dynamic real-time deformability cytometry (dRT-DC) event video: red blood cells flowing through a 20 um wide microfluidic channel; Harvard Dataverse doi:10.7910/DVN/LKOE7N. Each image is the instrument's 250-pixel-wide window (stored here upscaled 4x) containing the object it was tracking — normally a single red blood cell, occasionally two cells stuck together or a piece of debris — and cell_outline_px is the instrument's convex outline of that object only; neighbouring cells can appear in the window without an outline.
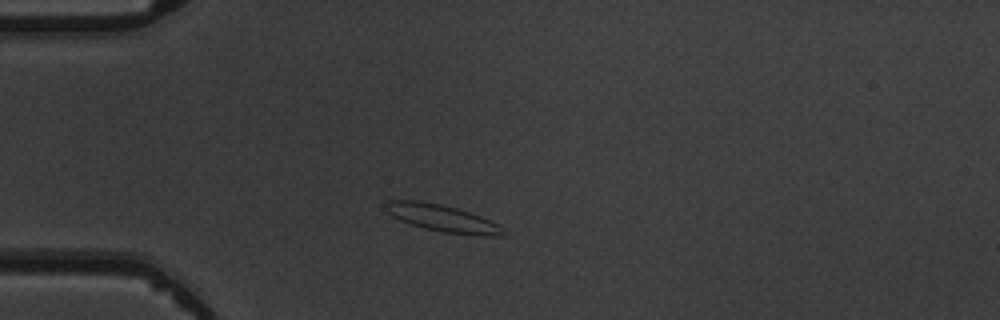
{"species": "common noctule bat (a hibernating species)", "species_latin": "Nyctalus noctula", "temperature_condition": "warm", "stored_images_in_passage": 5, "camera_frame_rate_fps": 3000, "um_per_image_px": 0.085, "animal": {"sex": "male", "body_mass_g": 19.5, "forearm_length_mm": 54.6}, "frame": {"image": 1, "passage_image": 2, "time_ms": 1.333, "image_size_px": [1000, 320], "cell_outline_px": [[508, 232], [504, 236], [484, 236], [444, 232], [424, 228], [400, 220], [392, 216], [384, 208], [384, 204], [388, 200], [420, 200], [440, 204], [456, 208], [480, 216], [504, 228]], "centroid_in_image_um": [37.6, 18.55], "position_along_channel_um": 47.4, "area_um2": 18.44}}
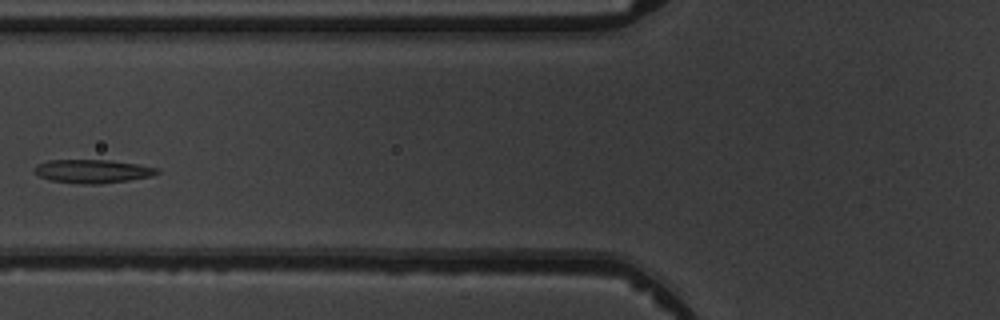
{"frame": {"image": 2, "passage_image": 4, "time_ms": 3.667, "image_size_px": [1000, 320], "cell_outline_px": [[160, 172], [152, 176], [128, 180], [100, 184], [84, 184], [52, 180], [40, 176], [32, 168], [36, 164], [48, 160], [112, 160], [160, 168]], "centroid_in_image_um": [7.89, 14.54], "position_along_channel_um": 117.9, "area_um2": 16.76}}
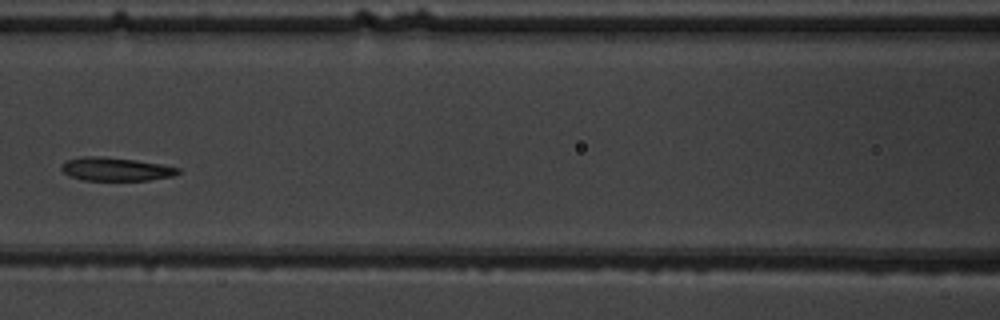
{"frame": {"image": 3, "passage_image": 5, "time_ms": 4.667, "image_size_px": [1000, 320], "cell_outline_px": [[180, 172], [172, 176], [148, 180], [84, 180], [68, 176], [60, 168], [60, 164], [68, 160], [80, 156], [104, 156], [136, 160], [160, 164], [180, 168]], "centroid_in_image_um": [9.79, 14.37], "position_along_channel_um": 156.8, "area_um2": 15.95}}